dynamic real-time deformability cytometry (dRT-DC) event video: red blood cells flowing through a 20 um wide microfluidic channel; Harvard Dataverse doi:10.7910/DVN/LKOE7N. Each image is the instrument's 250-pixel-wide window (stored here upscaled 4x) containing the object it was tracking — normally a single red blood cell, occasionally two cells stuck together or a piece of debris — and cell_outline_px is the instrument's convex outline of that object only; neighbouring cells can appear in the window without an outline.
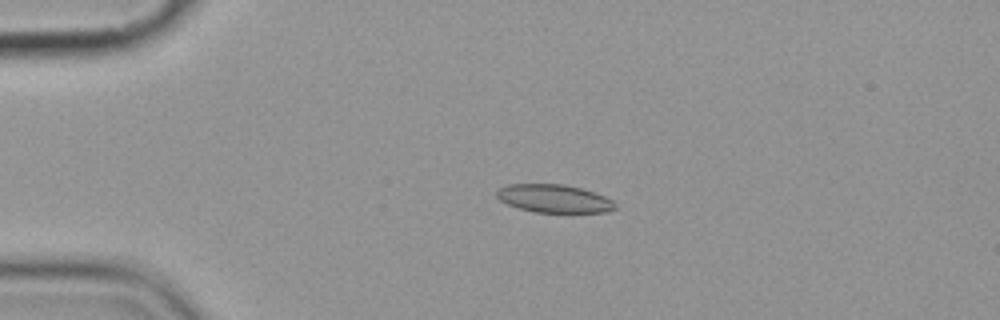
{"species": "common noctule bat (a hibernating species)", "species_latin": "Nyctalus noctula", "temperature_condition": "cold", "stored_images_in_passage": 5, "camera_frame_rate_fps": 3000, "um_per_image_px": 0.085, "animal": {"sex": "female", "body_mass_g": 19.9}, "frame": {"image": 1, "passage_image": 4, "time_ms": 3.333, "image_size_px": [1000, 320], "cell_outline_px": [[616, 208], [604, 212], [532, 212], [508, 204], [500, 200], [496, 196], [496, 188], [508, 184], [564, 184], [580, 188], [604, 196], [612, 200], [616, 204]], "centroid_in_image_um": [47.05, 16.87], "position_along_channel_um": 38.0, "area_um2": 19.31}}